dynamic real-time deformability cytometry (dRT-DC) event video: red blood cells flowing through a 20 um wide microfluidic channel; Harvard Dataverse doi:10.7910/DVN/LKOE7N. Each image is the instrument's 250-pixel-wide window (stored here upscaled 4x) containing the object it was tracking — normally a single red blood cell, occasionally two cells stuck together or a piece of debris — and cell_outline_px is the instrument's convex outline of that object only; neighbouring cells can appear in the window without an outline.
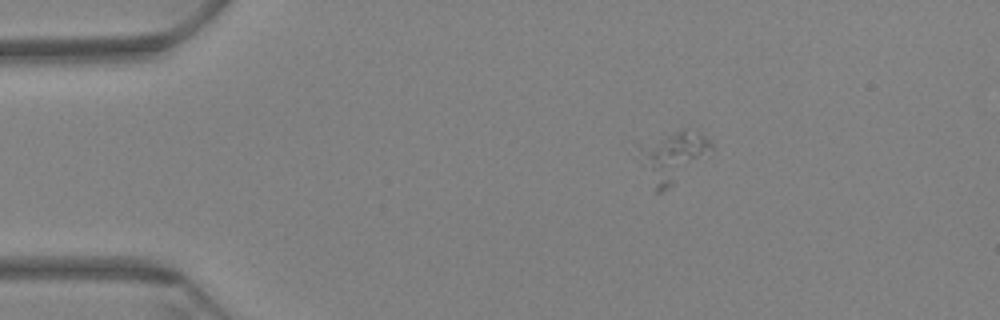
{"species": "Egyptian fruit bat (a non-hibernating species)", "species_latin": "Rousettus aegyptiacus", "temperature_condition": "warm", "stored_images_in_passage": 29, "camera_frame_rate_fps": 3000, "um_per_image_px": 0.085, "animal": {"sex": "female"}, "frame": {"image": 1, "passage_image": 16, "time_ms": 5.0, "image_size_px": [1000, 320], "cell_outline_px": [[712, 156], [672, 184], [660, 192], [656, 192], [640, 164], [636, 148], [636, 144], [684, 128], [704, 136], [712, 144]], "centroid_in_image_um": [57.17, 13.3], "position_along_channel_um": 27.8, "area_um2": 21.73}}
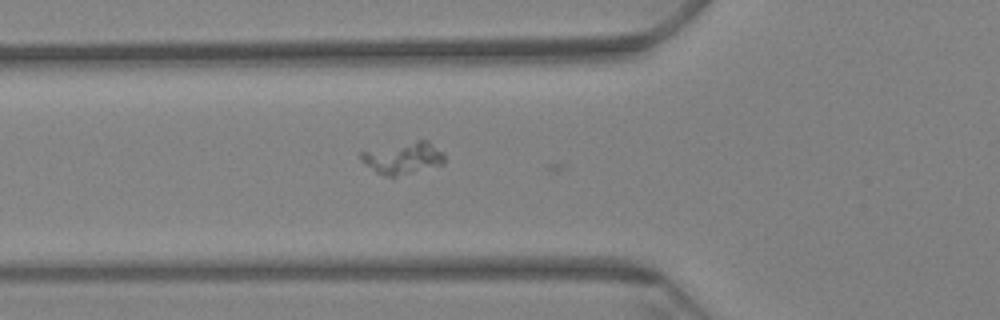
{"frame": {"image": 2, "passage_image": 28, "time_ms": 9.0, "image_size_px": [1000, 320], "cell_outline_px": [[444, 164], [396, 176], [384, 176], [376, 172], [364, 164], [360, 160], [360, 152], [416, 140], [428, 140], [444, 152]], "centroid_in_image_um": [34.27, 13.42], "position_along_channel_um": 91.5, "area_um2": 15.43}}